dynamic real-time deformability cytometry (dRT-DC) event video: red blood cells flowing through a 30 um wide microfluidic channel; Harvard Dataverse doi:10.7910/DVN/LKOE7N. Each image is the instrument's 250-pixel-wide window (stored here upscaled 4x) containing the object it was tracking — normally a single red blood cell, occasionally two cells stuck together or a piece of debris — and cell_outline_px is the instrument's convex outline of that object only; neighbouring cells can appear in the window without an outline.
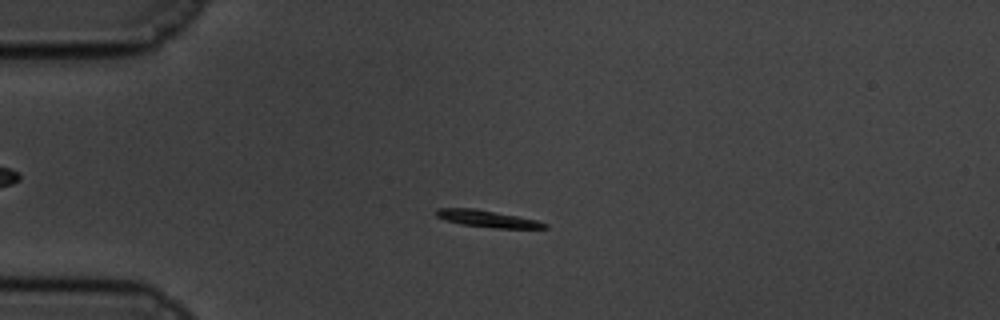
{"species": "common noctule bat (a hibernating species)", "species_latin": "Nyctalus noctula", "temperature_condition": "cold", "stored_images_in_passage": 60, "camera_frame_rate_fps": 3000, "um_per_image_px": 0.085, "animal": {"sex": "male", "body_mass_g": 19.5, "forearm_length_mm": 54.6}, "frame": {"image": 1, "passage_image": 15, "time_ms": 4.667, "image_size_px": [1000, 320], "cell_outline_px": [[548, 228], [496, 228], [464, 224], [444, 220], [436, 216], [436, 208], [476, 208], [536, 220], [548, 224]], "centroid_in_image_um": [41.4, 18.58], "position_along_channel_um": 43.6, "area_um2": 10.46}}
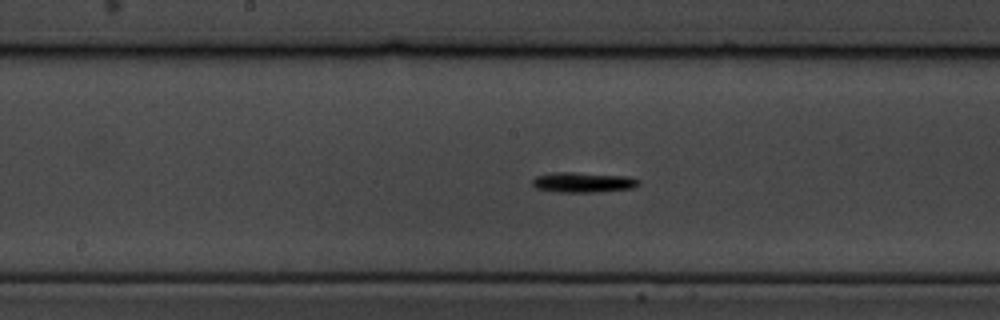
{"frame": {"image": 2, "passage_image": 31, "time_ms": 10.0, "image_size_px": [1000, 320], "cell_outline_px": [[640, 184], [632, 188], [596, 192], [560, 192], [536, 188], [532, 184], [532, 180], [536, 176], [552, 172], [576, 172], [628, 176], [640, 180]], "centroid_in_image_um": [49.57, 15.48], "position_along_channel_um": 198.6, "area_um2": 12.54}}
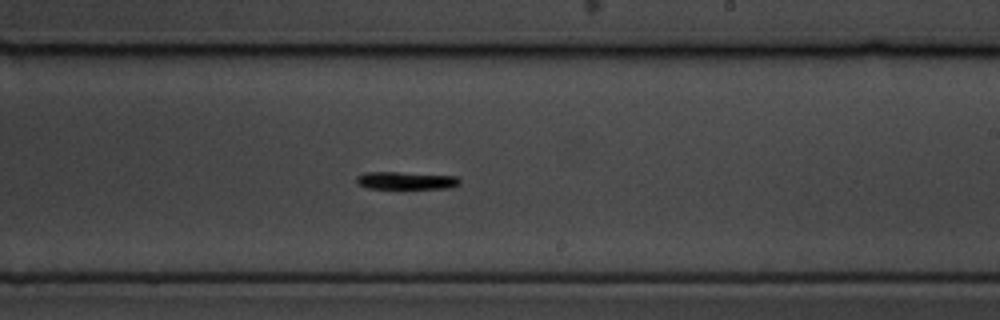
{"frame": {"image": 3, "passage_image": 36, "time_ms": 11.667, "image_size_px": [1000, 320], "cell_outline_px": [[460, 184], [448, 188], [368, 188], [356, 184], [356, 176], [364, 172], [400, 172], [456, 176], [460, 180]], "centroid_in_image_um": [34.47, 15.34], "position_along_channel_um": 254.5, "area_um2": 10.58}, "authors_computed_cell_mechanics": {"area_um2": 10.3173, "velocity_mm_per_s": 3.3603, "shape_relaxation_time_tau1_ms": 2.5078, "shape_relaxation_time_tau2_ms": null, "deformation_change_tau1": 0.2041, "deformation_change_tau2": null}}